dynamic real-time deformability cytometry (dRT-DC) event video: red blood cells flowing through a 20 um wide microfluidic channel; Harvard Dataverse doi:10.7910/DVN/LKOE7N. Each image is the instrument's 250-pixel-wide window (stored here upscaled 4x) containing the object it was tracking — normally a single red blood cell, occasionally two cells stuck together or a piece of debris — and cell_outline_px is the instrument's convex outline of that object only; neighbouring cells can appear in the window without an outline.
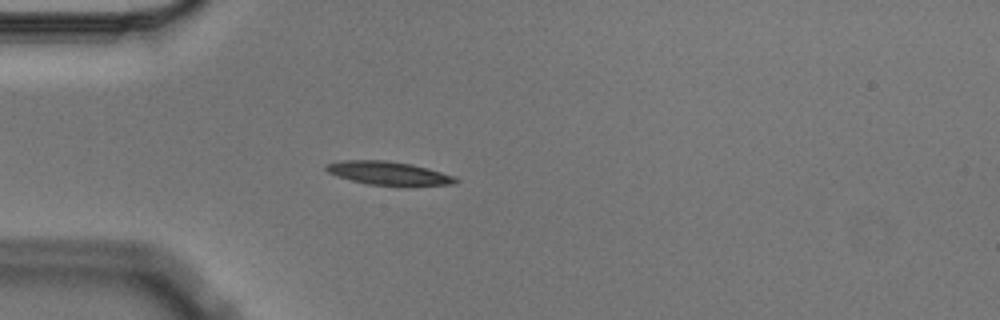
{"species": "Egyptian fruit bat (a non-hibernating species)", "species_latin": "Rousettus aegyptiacus", "temperature_condition": "cold", "stored_images_in_passage": 5, "camera_frame_rate_fps": 3000, "um_per_image_px": 0.085, "animal": {"sex": "male"}, "frame": {"image": 1, "passage_image": 5, "time_ms": 1.333, "image_size_px": [1000, 320], "cell_outline_px": [[460, 180], [456, 184], [368, 184], [336, 176], [328, 172], [324, 168], [324, 164], [340, 160], [384, 160], [412, 164], [428, 168], [456, 176]], "centroid_in_image_um": [32.98, 14.68], "position_along_channel_um": 52.0, "area_um2": 17.34}}